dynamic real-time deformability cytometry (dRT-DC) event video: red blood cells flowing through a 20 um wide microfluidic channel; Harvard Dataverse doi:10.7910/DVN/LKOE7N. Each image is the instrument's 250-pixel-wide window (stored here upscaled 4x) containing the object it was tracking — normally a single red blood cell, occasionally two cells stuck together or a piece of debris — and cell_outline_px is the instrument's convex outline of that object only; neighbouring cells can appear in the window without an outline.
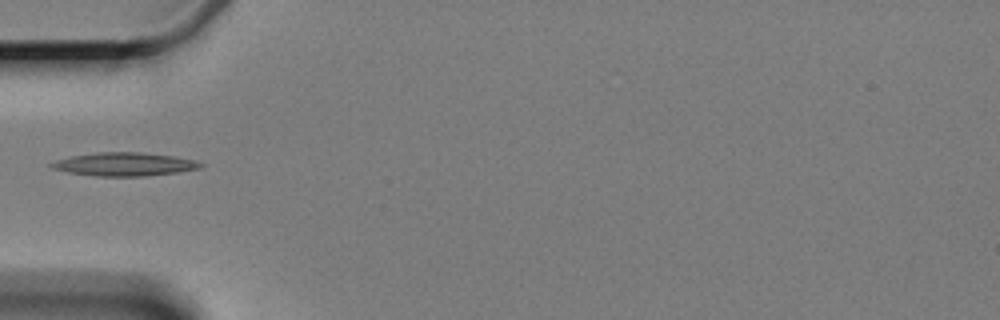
{"species": "Egyptian fruit bat (a non-hibernating species)", "species_latin": "Rousettus aegyptiacus", "temperature_condition": "cold", "stored_images_in_passage": 6, "camera_frame_rate_fps": 3000, "um_per_image_px": 0.085, "animal": {"sex": "female"}, "frame": {"image": 1, "passage_image": 6, "time_ms": 5.667, "image_size_px": [1000, 320], "cell_outline_px": [[204, 164], [200, 168], [176, 172], [144, 176], [100, 176], [68, 172], [52, 168], [48, 164], [56, 160], [72, 156], [100, 152], [140, 152], [172, 156], [192, 160]], "centroid_in_image_um": [10.54, 13.96], "position_along_channel_um": 74.5, "area_um2": 19.94}}